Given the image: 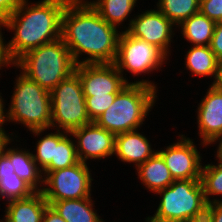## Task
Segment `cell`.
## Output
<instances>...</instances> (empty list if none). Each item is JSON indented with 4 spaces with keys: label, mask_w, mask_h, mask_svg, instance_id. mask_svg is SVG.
I'll use <instances>...</instances> for the list:
<instances>
[{
    "label": "cell",
    "mask_w": 222,
    "mask_h": 222,
    "mask_svg": "<svg viewBox=\"0 0 222 222\" xmlns=\"http://www.w3.org/2000/svg\"><path fill=\"white\" fill-rule=\"evenodd\" d=\"M75 72L81 81L84 96L118 93L129 82L114 63L79 64Z\"/></svg>",
    "instance_id": "8fae6325"
},
{
    "label": "cell",
    "mask_w": 222,
    "mask_h": 222,
    "mask_svg": "<svg viewBox=\"0 0 222 222\" xmlns=\"http://www.w3.org/2000/svg\"><path fill=\"white\" fill-rule=\"evenodd\" d=\"M117 93L85 96L86 111L91 122H94L113 102Z\"/></svg>",
    "instance_id": "83f0119b"
},
{
    "label": "cell",
    "mask_w": 222,
    "mask_h": 222,
    "mask_svg": "<svg viewBox=\"0 0 222 222\" xmlns=\"http://www.w3.org/2000/svg\"><path fill=\"white\" fill-rule=\"evenodd\" d=\"M47 202L66 222H104L93 210L91 197Z\"/></svg>",
    "instance_id": "d6986e66"
},
{
    "label": "cell",
    "mask_w": 222,
    "mask_h": 222,
    "mask_svg": "<svg viewBox=\"0 0 222 222\" xmlns=\"http://www.w3.org/2000/svg\"><path fill=\"white\" fill-rule=\"evenodd\" d=\"M206 164L201 170V184L207 204L212 203L209 196L222 195V163Z\"/></svg>",
    "instance_id": "484cf974"
},
{
    "label": "cell",
    "mask_w": 222,
    "mask_h": 222,
    "mask_svg": "<svg viewBox=\"0 0 222 222\" xmlns=\"http://www.w3.org/2000/svg\"><path fill=\"white\" fill-rule=\"evenodd\" d=\"M11 138V139H10ZM12 141V136L10 137L6 132L4 127L0 126V155L4 152L5 147Z\"/></svg>",
    "instance_id": "d590c367"
},
{
    "label": "cell",
    "mask_w": 222,
    "mask_h": 222,
    "mask_svg": "<svg viewBox=\"0 0 222 222\" xmlns=\"http://www.w3.org/2000/svg\"><path fill=\"white\" fill-rule=\"evenodd\" d=\"M162 197L154 219L162 222H184L206 212L200 180H174L168 187L158 191Z\"/></svg>",
    "instance_id": "8992f818"
},
{
    "label": "cell",
    "mask_w": 222,
    "mask_h": 222,
    "mask_svg": "<svg viewBox=\"0 0 222 222\" xmlns=\"http://www.w3.org/2000/svg\"><path fill=\"white\" fill-rule=\"evenodd\" d=\"M157 8L174 25L178 26L199 12L200 0H159Z\"/></svg>",
    "instance_id": "603a6c76"
},
{
    "label": "cell",
    "mask_w": 222,
    "mask_h": 222,
    "mask_svg": "<svg viewBox=\"0 0 222 222\" xmlns=\"http://www.w3.org/2000/svg\"><path fill=\"white\" fill-rule=\"evenodd\" d=\"M174 24L158 9L147 10L129 22L127 31L131 36L153 44L166 55L170 54L169 44L173 37Z\"/></svg>",
    "instance_id": "7c38bea8"
},
{
    "label": "cell",
    "mask_w": 222,
    "mask_h": 222,
    "mask_svg": "<svg viewBox=\"0 0 222 222\" xmlns=\"http://www.w3.org/2000/svg\"><path fill=\"white\" fill-rule=\"evenodd\" d=\"M146 221L147 222H162V221H158V220L154 219L152 216L151 217H147Z\"/></svg>",
    "instance_id": "60d3db41"
},
{
    "label": "cell",
    "mask_w": 222,
    "mask_h": 222,
    "mask_svg": "<svg viewBox=\"0 0 222 222\" xmlns=\"http://www.w3.org/2000/svg\"><path fill=\"white\" fill-rule=\"evenodd\" d=\"M137 0H96L91 6L109 24L116 27L125 21L136 6ZM128 16V17H127Z\"/></svg>",
    "instance_id": "7402d4cb"
},
{
    "label": "cell",
    "mask_w": 222,
    "mask_h": 222,
    "mask_svg": "<svg viewBox=\"0 0 222 222\" xmlns=\"http://www.w3.org/2000/svg\"><path fill=\"white\" fill-rule=\"evenodd\" d=\"M35 191L15 173L0 175V199L12 200L30 197Z\"/></svg>",
    "instance_id": "d4e9b609"
},
{
    "label": "cell",
    "mask_w": 222,
    "mask_h": 222,
    "mask_svg": "<svg viewBox=\"0 0 222 222\" xmlns=\"http://www.w3.org/2000/svg\"><path fill=\"white\" fill-rule=\"evenodd\" d=\"M42 222H66V221L61 216H59L50 205H48L43 213Z\"/></svg>",
    "instance_id": "e575fe53"
},
{
    "label": "cell",
    "mask_w": 222,
    "mask_h": 222,
    "mask_svg": "<svg viewBox=\"0 0 222 222\" xmlns=\"http://www.w3.org/2000/svg\"><path fill=\"white\" fill-rule=\"evenodd\" d=\"M2 96L0 95V126H3L4 123L6 122V114L4 113L5 109H4V101L2 100Z\"/></svg>",
    "instance_id": "f35d334b"
},
{
    "label": "cell",
    "mask_w": 222,
    "mask_h": 222,
    "mask_svg": "<svg viewBox=\"0 0 222 222\" xmlns=\"http://www.w3.org/2000/svg\"><path fill=\"white\" fill-rule=\"evenodd\" d=\"M1 27H4L3 22H0V70H2L1 67L7 65L15 66V61L11 58L8 50V44L3 41L4 37L2 36Z\"/></svg>",
    "instance_id": "4dcf8cb0"
},
{
    "label": "cell",
    "mask_w": 222,
    "mask_h": 222,
    "mask_svg": "<svg viewBox=\"0 0 222 222\" xmlns=\"http://www.w3.org/2000/svg\"><path fill=\"white\" fill-rule=\"evenodd\" d=\"M216 22L200 11L184 20L180 25L183 37L193 45L209 46Z\"/></svg>",
    "instance_id": "ffe728a7"
},
{
    "label": "cell",
    "mask_w": 222,
    "mask_h": 222,
    "mask_svg": "<svg viewBox=\"0 0 222 222\" xmlns=\"http://www.w3.org/2000/svg\"><path fill=\"white\" fill-rule=\"evenodd\" d=\"M6 148L7 146L4 153L8 156L11 163H13L14 173L23 179L35 192H41L43 186L40 188L38 186L44 184V176H42V170L33 159V154L25 149Z\"/></svg>",
    "instance_id": "e0dca14e"
},
{
    "label": "cell",
    "mask_w": 222,
    "mask_h": 222,
    "mask_svg": "<svg viewBox=\"0 0 222 222\" xmlns=\"http://www.w3.org/2000/svg\"><path fill=\"white\" fill-rule=\"evenodd\" d=\"M220 62L215 57L210 46L193 45L187 51L185 65L193 76H213L216 78Z\"/></svg>",
    "instance_id": "44dd1931"
},
{
    "label": "cell",
    "mask_w": 222,
    "mask_h": 222,
    "mask_svg": "<svg viewBox=\"0 0 222 222\" xmlns=\"http://www.w3.org/2000/svg\"><path fill=\"white\" fill-rule=\"evenodd\" d=\"M14 174L13 163L3 152L0 155V175Z\"/></svg>",
    "instance_id": "836d02e7"
},
{
    "label": "cell",
    "mask_w": 222,
    "mask_h": 222,
    "mask_svg": "<svg viewBox=\"0 0 222 222\" xmlns=\"http://www.w3.org/2000/svg\"><path fill=\"white\" fill-rule=\"evenodd\" d=\"M180 140L157 151L164 159L174 180H200L202 163L197 147L190 138L179 135Z\"/></svg>",
    "instance_id": "30bf717a"
},
{
    "label": "cell",
    "mask_w": 222,
    "mask_h": 222,
    "mask_svg": "<svg viewBox=\"0 0 222 222\" xmlns=\"http://www.w3.org/2000/svg\"><path fill=\"white\" fill-rule=\"evenodd\" d=\"M197 114L203 146L214 144V141L222 138V92L211 85L199 104Z\"/></svg>",
    "instance_id": "5bb4252c"
},
{
    "label": "cell",
    "mask_w": 222,
    "mask_h": 222,
    "mask_svg": "<svg viewBox=\"0 0 222 222\" xmlns=\"http://www.w3.org/2000/svg\"><path fill=\"white\" fill-rule=\"evenodd\" d=\"M65 133L68 132H60L57 129V132L48 133L45 137L37 141L36 155L33 154V159L41 167L42 171L50 164L52 158H54L55 145L66 135Z\"/></svg>",
    "instance_id": "4316f807"
},
{
    "label": "cell",
    "mask_w": 222,
    "mask_h": 222,
    "mask_svg": "<svg viewBox=\"0 0 222 222\" xmlns=\"http://www.w3.org/2000/svg\"><path fill=\"white\" fill-rule=\"evenodd\" d=\"M202 14L215 22L222 21V0H200Z\"/></svg>",
    "instance_id": "f1b7e54d"
},
{
    "label": "cell",
    "mask_w": 222,
    "mask_h": 222,
    "mask_svg": "<svg viewBox=\"0 0 222 222\" xmlns=\"http://www.w3.org/2000/svg\"><path fill=\"white\" fill-rule=\"evenodd\" d=\"M23 0H0V22L9 17Z\"/></svg>",
    "instance_id": "d6a6232c"
},
{
    "label": "cell",
    "mask_w": 222,
    "mask_h": 222,
    "mask_svg": "<svg viewBox=\"0 0 222 222\" xmlns=\"http://www.w3.org/2000/svg\"><path fill=\"white\" fill-rule=\"evenodd\" d=\"M15 80L11 104L6 121L19 122L35 135H40L52 125L50 91L33 82L21 72Z\"/></svg>",
    "instance_id": "5b68a950"
},
{
    "label": "cell",
    "mask_w": 222,
    "mask_h": 222,
    "mask_svg": "<svg viewBox=\"0 0 222 222\" xmlns=\"http://www.w3.org/2000/svg\"><path fill=\"white\" fill-rule=\"evenodd\" d=\"M48 205L42 192H35L24 199L9 201L2 222H42L43 213Z\"/></svg>",
    "instance_id": "2e32d148"
},
{
    "label": "cell",
    "mask_w": 222,
    "mask_h": 222,
    "mask_svg": "<svg viewBox=\"0 0 222 222\" xmlns=\"http://www.w3.org/2000/svg\"><path fill=\"white\" fill-rule=\"evenodd\" d=\"M15 66L48 91L75 72V62L62 38L43 44L21 56Z\"/></svg>",
    "instance_id": "277c9868"
},
{
    "label": "cell",
    "mask_w": 222,
    "mask_h": 222,
    "mask_svg": "<svg viewBox=\"0 0 222 222\" xmlns=\"http://www.w3.org/2000/svg\"><path fill=\"white\" fill-rule=\"evenodd\" d=\"M222 199H214L212 203L207 204L206 213L210 222H222Z\"/></svg>",
    "instance_id": "1f68e13d"
},
{
    "label": "cell",
    "mask_w": 222,
    "mask_h": 222,
    "mask_svg": "<svg viewBox=\"0 0 222 222\" xmlns=\"http://www.w3.org/2000/svg\"><path fill=\"white\" fill-rule=\"evenodd\" d=\"M136 170L145 188L147 187L154 193L168 187L174 181L164 159L158 152L139 165Z\"/></svg>",
    "instance_id": "ac0fdd59"
},
{
    "label": "cell",
    "mask_w": 222,
    "mask_h": 222,
    "mask_svg": "<svg viewBox=\"0 0 222 222\" xmlns=\"http://www.w3.org/2000/svg\"><path fill=\"white\" fill-rule=\"evenodd\" d=\"M219 92H222V63L219 64L216 78L212 84Z\"/></svg>",
    "instance_id": "8d00e7d4"
},
{
    "label": "cell",
    "mask_w": 222,
    "mask_h": 222,
    "mask_svg": "<svg viewBox=\"0 0 222 222\" xmlns=\"http://www.w3.org/2000/svg\"><path fill=\"white\" fill-rule=\"evenodd\" d=\"M184 222H210V218L207 215V213L205 212L201 216L189 218L188 220H186Z\"/></svg>",
    "instance_id": "74e56055"
},
{
    "label": "cell",
    "mask_w": 222,
    "mask_h": 222,
    "mask_svg": "<svg viewBox=\"0 0 222 222\" xmlns=\"http://www.w3.org/2000/svg\"><path fill=\"white\" fill-rule=\"evenodd\" d=\"M209 46L210 49L214 52L217 60L222 63V21L216 22L214 34Z\"/></svg>",
    "instance_id": "f546056e"
},
{
    "label": "cell",
    "mask_w": 222,
    "mask_h": 222,
    "mask_svg": "<svg viewBox=\"0 0 222 222\" xmlns=\"http://www.w3.org/2000/svg\"><path fill=\"white\" fill-rule=\"evenodd\" d=\"M93 179L87 163L48 172L44 177L42 194L46 201L74 200L91 197Z\"/></svg>",
    "instance_id": "ba28073f"
},
{
    "label": "cell",
    "mask_w": 222,
    "mask_h": 222,
    "mask_svg": "<svg viewBox=\"0 0 222 222\" xmlns=\"http://www.w3.org/2000/svg\"><path fill=\"white\" fill-rule=\"evenodd\" d=\"M162 50L151 43L131 36L127 31L120 32L115 66L123 76V71L134 75L158 70L167 59Z\"/></svg>",
    "instance_id": "9c48e42d"
},
{
    "label": "cell",
    "mask_w": 222,
    "mask_h": 222,
    "mask_svg": "<svg viewBox=\"0 0 222 222\" xmlns=\"http://www.w3.org/2000/svg\"><path fill=\"white\" fill-rule=\"evenodd\" d=\"M219 140H220V141H219ZM217 141H219V145H218L216 157H217L218 162L222 163V138L217 139V140L214 141V142H217Z\"/></svg>",
    "instance_id": "ab89813d"
},
{
    "label": "cell",
    "mask_w": 222,
    "mask_h": 222,
    "mask_svg": "<svg viewBox=\"0 0 222 222\" xmlns=\"http://www.w3.org/2000/svg\"><path fill=\"white\" fill-rule=\"evenodd\" d=\"M119 36L120 31L106 22L88 1L67 3L62 15L61 38L76 65L114 63ZM82 53L89 56L81 61Z\"/></svg>",
    "instance_id": "6da1fadb"
},
{
    "label": "cell",
    "mask_w": 222,
    "mask_h": 222,
    "mask_svg": "<svg viewBox=\"0 0 222 222\" xmlns=\"http://www.w3.org/2000/svg\"><path fill=\"white\" fill-rule=\"evenodd\" d=\"M154 84L144 79L128 83L94 122L115 135L138 130L156 102Z\"/></svg>",
    "instance_id": "3957f363"
},
{
    "label": "cell",
    "mask_w": 222,
    "mask_h": 222,
    "mask_svg": "<svg viewBox=\"0 0 222 222\" xmlns=\"http://www.w3.org/2000/svg\"><path fill=\"white\" fill-rule=\"evenodd\" d=\"M149 142L137 130L117 134L115 137L114 154L122 162L136 163L137 168L157 152V150H152Z\"/></svg>",
    "instance_id": "9a60e30c"
},
{
    "label": "cell",
    "mask_w": 222,
    "mask_h": 222,
    "mask_svg": "<svg viewBox=\"0 0 222 222\" xmlns=\"http://www.w3.org/2000/svg\"><path fill=\"white\" fill-rule=\"evenodd\" d=\"M51 127L71 133L90 124L86 111L85 96L81 81L76 72L62 80L50 91Z\"/></svg>",
    "instance_id": "52a82bcc"
},
{
    "label": "cell",
    "mask_w": 222,
    "mask_h": 222,
    "mask_svg": "<svg viewBox=\"0 0 222 222\" xmlns=\"http://www.w3.org/2000/svg\"><path fill=\"white\" fill-rule=\"evenodd\" d=\"M69 0H42L28 5L23 0L4 21L14 31L8 50L16 62L26 52L61 38L62 15Z\"/></svg>",
    "instance_id": "7a4b0ae2"
},
{
    "label": "cell",
    "mask_w": 222,
    "mask_h": 222,
    "mask_svg": "<svg viewBox=\"0 0 222 222\" xmlns=\"http://www.w3.org/2000/svg\"><path fill=\"white\" fill-rule=\"evenodd\" d=\"M76 140V152L79 161L86 163L91 159H101L112 156L115 152L114 133L98 126L95 122L84 125L69 133Z\"/></svg>",
    "instance_id": "4fadbf2b"
},
{
    "label": "cell",
    "mask_w": 222,
    "mask_h": 222,
    "mask_svg": "<svg viewBox=\"0 0 222 222\" xmlns=\"http://www.w3.org/2000/svg\"><path fill=\"white\" fill-rule=\"evenodd\" d=\"M69 133L55 145L54 158H52L50 164L42 171L45 176L48 172L56 171L59 169H64L71 167L79 162L76 144L72 138H68Z\"/></svg>",
    "instance_id": "cb8c5ba5"
}]
</instances>
